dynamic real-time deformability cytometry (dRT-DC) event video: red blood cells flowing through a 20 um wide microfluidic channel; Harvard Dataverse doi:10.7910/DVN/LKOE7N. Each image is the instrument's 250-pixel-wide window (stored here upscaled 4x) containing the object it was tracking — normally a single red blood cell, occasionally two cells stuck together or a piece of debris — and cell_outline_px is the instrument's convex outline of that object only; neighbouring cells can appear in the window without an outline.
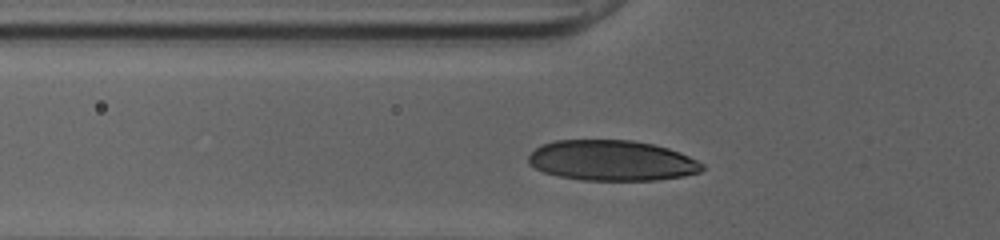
{"species": "human", "species_latin": "Homo sapiens", "temperature_condition": "cold", "stored_images_in_passage": 30, "camera_frame_rate_fps": 3000, "um_per_image_px": 0.085, "donor": {"sex": "female"}, "frame": {"image": 1, "passage_image": 6, "time_ms": 1.667, "image_size_px": [1000, 240], "cell_outline_px": [[704, 168], [700, 172], [684, 176], [656, 180], [580, 180], [556, 176], [544, 172], [528, 164], [528, 156], [540, 144], [556, 140], [632, 140], [652, 144], [668, 148], [680, 152], [704, 164]], "centroid_in_image_um": [51.99, 13.65], "position_along_channel_um": 73.8, "area_um2": 41.15}}
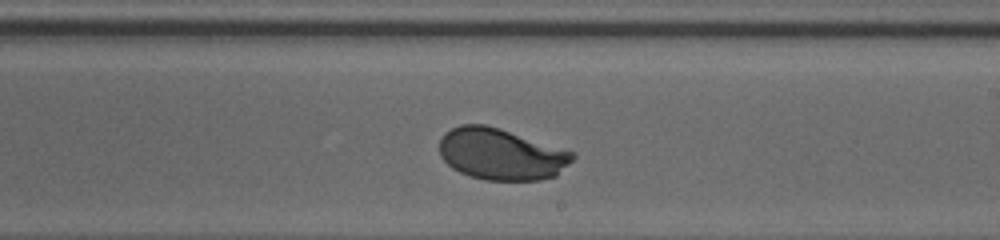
{"frame": {"image": 2, "passage_image": 19, "time_ms": 6.0, "image_size_px": [1000, 240], "cell_outline_px": [[576, 156], [556, 176], [540, 180], [484, 180], [468, 176], [452, 168], [440, 156], [440, 140], [444, 132], [460, 124], [484, 124], [500, 128], [576, 152]], "centroid_in_image_um": [42.6, 13.1], "position_along_channel_um": 246.4, "area_um2": 40.23}}
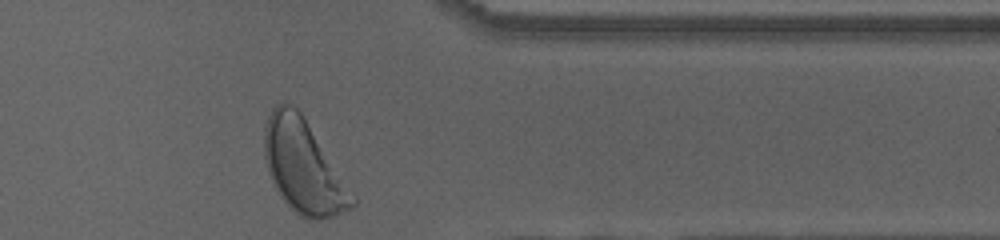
{"frame": {"image": 3, "passage_image": 30, "time_ms": 9.667, "image_size_px": [1000, 240], "cell_outline_px": [[356, 204], [352, 208], [332, 216], [316, 220], [312, 220], [300, 216], [284, 200], [276, 188], [268, 172], [264, 160], [264, 128], [268, 116], [272, 108], [276, 104], [284, 100], [292, 104], [300, 112], [356, 196]], "centroid_in_image_um": [25.77, 14.15], "position_along_channel_um": 385.6, "area_um2": 47.34}, "authors_computed_cell_mechanics": {"area_um2": 40.3155, "velocity_mm_per_s": 3.9899, "shape_relaxation_time_tau1_ms": 2.2795, "shape_relaxation_time_tau2_ms": null, "deformation_change_tau1": 0.1306, "deformation_change_tau2": null}}